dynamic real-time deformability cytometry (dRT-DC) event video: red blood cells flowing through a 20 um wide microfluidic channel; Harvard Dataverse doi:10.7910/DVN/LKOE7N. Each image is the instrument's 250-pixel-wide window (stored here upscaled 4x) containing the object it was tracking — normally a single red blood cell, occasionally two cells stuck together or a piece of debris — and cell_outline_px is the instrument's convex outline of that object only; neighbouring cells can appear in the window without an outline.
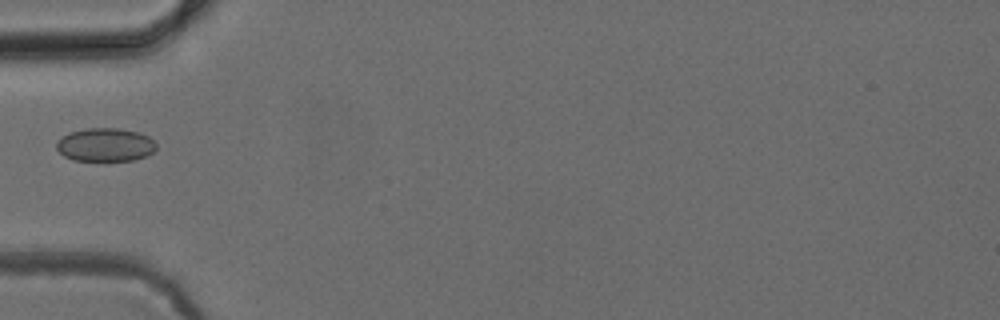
{"species": "common noctule bat (a hibernating species)", "species_latin": "Nyctalus noctula", "temperature_condition": "cold", "stored_images_in_passage": 4, "camera_frame_rate_fps": 3000, "um_per_image_px": 0.085, "animal": {"sex": "female", "body_mass_g": 24.6, "forearm_length_mm": 56.2}, "frame": {"image": 1, "passage_image": 3, "time_ms": 2.333, "image_size_px": [1000, 320], "cell_outline_px": [[156, 148], [148, 156], [132, 160], [72, 160], [64, 156], [56, 148], [56, 140], [68, 132], [88, 128], [120, 128], [136, 132], [148, 136], [156, 144]], "centroid_in_image_um": [8.92, 12.3], "position_along_channel_um": 76.1, "area_um2": 19.42}}
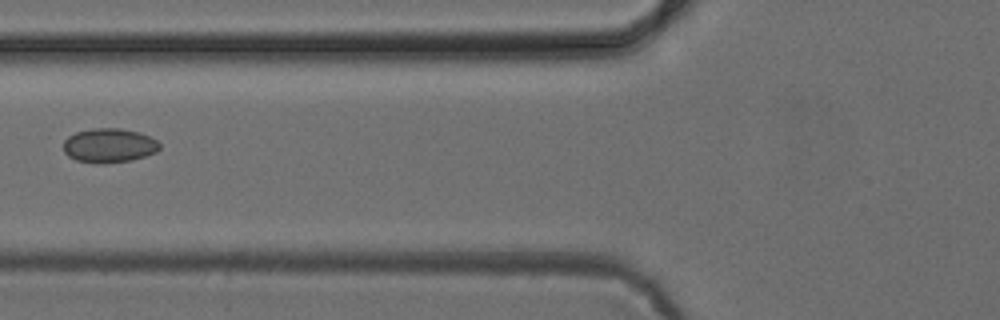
{"frame": {"image": 2, "passage_image": 4, "time_ms": 3.333, "image_size_px": [1000, 320], "cell_outline_px": [[160, 148], [156, 152], [132, 160], [104, 164], [76, 160], [68, 156], [64, 152], [64, 140], [68, 136], [76, 132], [92, 128], [120, 128], [140, 132], [156, 140], [160, 144]], "centroid_in_image_um": [9.27, 12.36], "position_along_channel_um": 116.5, "area_um2": 19.25}}